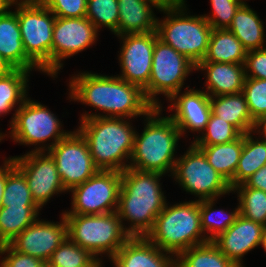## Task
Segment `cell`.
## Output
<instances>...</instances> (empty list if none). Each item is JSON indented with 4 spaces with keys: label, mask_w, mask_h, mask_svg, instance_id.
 Segmentation results:
<instances>
[{
    "label": "cell",
    "mask_w": 266,
    "mask_h": 267,
    "mask_svg": "<svg viewBox=\"0 0 266 267\" xmlns=\"http://www.w3.org/2000/svg\"><path fill=\"white\" fill-rule=\"evenodd\" d=\"M47 152L54 159L62 184L68 192L99 171L86 140L77 130L71 131Z\"/></svg>",
    "instance_id": "cell-13"
},
{
    "label": "cell",
    "mask_w": 266,
    "mask_h": 267,
    "mask_svg": "<svg viewBox=\"0 0 266 267\" xmlns=\"http://www.w3.org/2000/svg\"><path fill=\"white\" fill-rule=\"evenodd\" d=\"M192 142L194 145H215L232 142L238 139L242 133L229 122L210 115L206 128Z\"/></svg>",
    "instance_id": "cell-37"
},
{
    "label": "cell",
    "mask_w": 266,
    "mask_h": 267,
    "mask_svg": "<svg viewBox=\"0 0 266 267\" xmlns=\"http://www.w3.org/2000/svg\"><path fill=\"white\" fill-rule=\"evenodd\" d=\"M196 71V65L173 47L156 39L152 57V68L145 97L154 107H162L159 94L168 100L182 90L186 78Z\"/></svg>",
    "instance_id": "cell-9"
},
{
    "label": "cell",
    "mask_w": 266,
    "mask_h": 267,
    "mask_svg": "<svg viewBox=\"0 0 266 267\" xmlns=\"http://www.w3.org/2000/svg\"><path fill=\"white\" fill-rule=\"evenodd\" d=\"M68 237L96 259L102 255L111 259L131 237L122 225L117 212L95 215L63 214Z\"/></svg>",
    "instance_id": "cell-7"
},
{
    "label": "cell",
    "mask_w": 266,
    "mask_h": 267,
    "mask_svg": "<svg viewBox=\"0 0 266 267\" xmlns=\"http://www.w3.org/2000/svg\"><path fill=\"white\" fill-rule=\"evenodd\" d=\"M216 201L217 199L200 201L201 228L208 241L225 232L240 215L239 205L235 210L227 212L223 209H214Z\"/></svg>",
    "instance_id": "cell-32"
},
{
    "label": "cell",
    "mask_w": 266,
    "mask_h": 267,
    "mask_svg": "<svg viewBox=\"0 0 266 267\" xmlns=\"http://www.w3.org/2000/svg\"><path fill=\"white\" fill-rule=\"evenodd\" d=\"M209 164L228 182L234 178L243 149V134L232 142L215 145H195Z\"/></svg>",
    "instance_id": "cell-28"
},
{
    "label": "cell",
    "mask_w": 266,
    "mask_h": 267,
    "mask_svg": "<svg viewBox=\"0 0 266 267\" xmlns=\"http://www.w3.org/2000/svg\"><path fill=\"white\" fill-rule=\"evenodd\" d=\"M122 172L99 170L84 183L73 187L71 209L63 214L95 215L117 212Z\"/></svg>",
    "instance_id": "cell-12"
},
{
    "label": "cell",
    "mask_w": 266,
    "mask_h": 267,
    "mask_svg": "<svg viewBox=\"0 0 266 267\" xmlns=\"http://www.w3.org/2000/svg\"><path fill=\"white\" fill-rule=\"evenodd\" d=\"M12 0H0V12L11 7Z\"/></svg>",
    "instance_id": "cell-47"
},
{
    "label": "cell",
    "mask_w": 266,
    "mask_h": 267,
    "mask_svg": "<svg viewBox=\"0 0 266 267\" xmlns=\"http://www.w3.org/2000/svg\"><path fill=\"white\" fill-rule=\"evenodd\" d=\"M184 155L178 157L170 176L198 201L218 199L231 193L229 183L209 164L204 153L192 142Z\"/></svg>",
    "instance_id": "cell-10"
},
{
    "label": "cell",
    "mask_w": 266,
    "mask_h": 267,
    "mask_svg": "<svg viewBox=\"0 0 266 267\" xmlns=\"http://www.w3.org/2000/svg\"><path fill=\"white\" fill-rule=\"evenodd\" d=\"M258 131L264 135V137L266 138V121L262 122L259 127H258Z\"/></svg>",
    "instance_id": "cell-49"
},
{
    "label": "cell",
    "mask_w": 266,
    "mask_h": 267,
    "mask_svg": "<svg viewBox=\"0 0 266 267\" xmlns=\"http://www.w3.org/2000/svg\"><path fill=\"white\" fill-rule=\"evenodd\" d=\"M260 245H261V247L264 248V250L266 252V226H264V229H263Z\"/></svg>",
    "instance_id": "cell-48"
},
{
    "label": "cell",
    "mask_w": 266,
    "mask_h": 267,
    "mask_svg": "<svg viewBox=\"0 0 266 267\" xmlns=\"http://www.w3.org/2000/svg\"><path fill=\"white\" fill-rule=\"evenodd\" d=\"M113 267H176V256L146 237H130L110 259Z\"/></svg>",
    "instance_id": "cell-20"
},
{
    "label": "cell",
    "mask_w": 266,
    "mask_h": 267,
    "mask_svg": "<svg viewBox=\"0 0 266 267\" xmlns=\"http://www.w3.org/2000/svg\"><path fill=\"white\" fill-rule=\"evenodd\" d=\"M264 225L239 215L236 221L212 242L238 267H244L242 258L261 242Z\"/></svg>",
    "instance_id": "cell-19"
},
{
    "label": "cell",
    "mask_w": 266,
    "mask_h": 267,
    "mask_svg": "<svg viewBox=\"0 0 266 267\" xmlns=\"http://www.w3.org/2000/svg\"><path fill=\"white\" fill-rule=\"evenodd\" d=\"M210 2L212 15L204 14V18L213 29H227L245 0H210Z\"/></svg>",
    "instance_id": "cell-39"
},
{
    "label": "cell",
    "mask_w": 266,
    "mask_h": 267,
    "mask_svg": "<svg viewBox=\"0 0 266 267\" xmlns=\"http://www.w3.org/2000/svg\"><path fill=\"white\" fill-rule=\"evenodd\" d=\"M263 23L245 1L236 11L227 30L235 35L247 51L257 50L266 47Z\"/></svg>",
    "instance_id": "cell-25"
},
{
    "label": "cell",
    "mask_w": 266,
    "mask_h": 267,
    "mask_svg": "<svg viewBox=\"0 0 266 267\" xmlns=\"http://www.w3.org/2000/svg\"><path fill=\"white\" fill-rule=\"evenodd\" d=\"M88 0H48L44 5L61 18L86 17Z\"/></svg>",
    "instance_id": "cell-40"
},
{
    "label": "cell",
    "mask_w": 266,
    "mask_h": 267,
    "mask_svg": "<svg viewBox=\"0 0 266 267\" xmlns=\"http://www.w3.org/2000/svg\"><path fill=\"white\" fill-rule=\"evenodd\" d=\"M6 136H8V135H6V134L0 132V142H1V141L3 140V138H5Z\"/></svg>",
    "instance_id": "cell-51"
},
{
    "label": "cell",
    "mask_w": 266,
    "mask_h": 267,
    "mask_svg": "<svg viewBox=\"0 0 266 267\" xmlns=\"http://www.w3.org/2000/svg\"><path fill=\"white\" fill-rule=\"evenodd\" d=\"M68 86L70 101L81 102L97 111H103L102 114L85 111L80 120L94 117L134 119L141 115L146 116L154 108L140 87L122 80L117 75L79 72L70 78Z\"/></svg>",
    "instance_id": "cell-1"
},
{
    "label": "cell",
    "mask_w": 266,
    "mask_h": 267,
    "mask_svg": "<svg viewBox=\"0 0 266 267\" xmlns=\"http://www.w3.org/2000/svg\"><path fill=\"white\" fill-rule=\"evenodd\" d=\"M185 3L167 0L159 10L166 16L157 18L156 31L160 40L197 65L207 53L213 28L203 15H188Z\"/></svg>",
    "instance_id": "cell-5"
},
{
    "label": "cell",
    "mask_w": 266,
    "mask_h": 267,
    "mask_svg": "<svg viewBox=\"0 0 266 267\" xmlns=\"http://www.w3.org/2000/svg\"><path fill=\"white\" fill-rule=\"evenodd\" d=\"M146 238L176 257L184 250L208 242L201 228L200 201L165 204Z\"/></svg>",
    "instance_id": "cell-6"
},
{
    "label": "cell",
    "mask_w": 266,
    "mask_h": 267,
    "mask_svg": "<svg viewBox=\"0 0 266 267\" xmlns=\"http://www.w3.org/2000/svg\"><path fill=\"white\" fill-rule=\"evenodd\" d=\"M245 75L255 79H266V47L247 51Z\"/></svg>",
    "instance_id": "cell-42"
},
{
    "label": "cell",
    "mask_w": 266,
    "mask_h": 267,
    "mask_svg": "<svg viewBox=\"0 0 266 267\" xmlns=\"http://www.w3.org/2000/svg\"><path fill=\"white\" fill-rule=\"evenodd\" d=\"M41 209L38 206H9L0 208V246L9 244L24 229L33 224Z\"/></svg>",
    "instance_id": "cell-29"
},
{
    "label": "cell",
    "mask_w": 266,
    "mask_h": 267,
    "mask_svg": "<svg viewBox=\"0 0 266 267\" xmlns=\"http://www.w3.org/2000/svg\"><path fill=\"white\" fill-rule=\"evenodd\" d=\"M102 262L101 260L99 259H96L89 267H103L102 265Z\"/></svg>",
    "instance_id": "cell-50"
},
{
    "label": "cell",
    "mask_w": 266,
    "mask_h": 267,
    "mask_svg": "<svg viewBox=\"0 0 266 267\" xmlns=\"http://www.w3.org/2000/svg\"><path fill=\"white\" fill-rule=\"evenodd\" d=\"M188 88L189 86L183 93L181 91L175 93L169 99L171 105L168 108L174 112L169 117L174 121L182 136L187 130L198 132L200 135L206 128L211 115L210 96L203 90Z\"/></svg>",
    "instance_id": "cell-18"
},
{
    "label": "cell",
    "mask_w": 266,
    "mask_h": 267,
    "mask_svg": "<svg viewBox=\"0 0 266 267\" xmlns=\"http://www.w3.org/2000/svg\"><path fill=\"white\" fill-rule=\"evenodd\" d=\"M15 11L10 7L0 12V55L13 69L26 71H42L27 55L23 47L22 36L17 16V3Z\"/></svg>",
    "instance_id": "cell-21"
},
{
    "label": "cell",
    "mask_w": 266,
    "mask_h": 267,
    "mask_svg": "<svg viewBox=\"0 0 266 267\" xmlns=\"http://www.w3.org/2000/svg\"><path fill=\"white\" fill-rule=\"evenodd\" d=\"M3 161V165L0 166V208L2 207L3 192L8 177V158Z\"/></svg>",
    "instance_id": "cell-44"
},
{
    "label": "cell",
    "mask_w": 266,
    "mask_h": 267,
    "mask_svg": "<svg viewBox=\"0 0 266 267\" xmlns=\"http://www.w3.org/2000/svg\"><path fill=\"white\" fill-rule=\"evenodd\" d=\"M246 187L253 189H260L266 192V165L256 171L244 183Z\"/></svg>",
    "instance_id": "cell-43"
},
{
    "label": "cell",
    "mask_w": 266,
    "mask_h": 267,
    "mask_svg": "<svg viewBox=\"0 0 266 267\" xmlns=\"http://www.w3.org/2000/svg\"><path fill=\"white\" fill-rule=\"evenodd\" d=\"M211 113L229 122L242 134L258 130L242 92L210 97Z\"/></svg>",
    "instance_id": "cell-24"
},
{
    "label": "cell",
    "mask_w": 266,
    "mask_h": 267,
    "mask_svg": "<svg viewBox=\"0 0 266 267\" xmlns=\"http://www.w3.org/2000/svg\"><path fill=\"white\" fill-rule=\"evenodd\" d=\"M17 16L26 55L51 76V49L56 16L45 6L17 3Z\"/></svg>",
    "instance_id": "cell-11"
},
{
    "label": "cell",
    "mask_w": 266,
    "mask_h": 267,
    "mask_svg": "<svg viewBox=\"0 0 266 267\" xmlns=\"http://www.w3.org/2000/svg\"><path fill=\"white\" fill-rule=\"evenodd\" d=\"M30 71L13 69L0 77V116L19 108L27 98Z\"/></svg>",
    "instance_id": "cell-30"
},
{
    "label": "cell",
    "mask_w": 266,
    "mask_h": 267,
    "mask_svg": "<svg viewBox=\"0 0 266 267\" xmlns=\"http://www.w3.org/2000/svg\"><path fill=\"white\" fill-rule=\"evenodd\" d=\"M9 126L10 138L14 142L21 145H36L38 147L35 146L31 151L39 152L48 151L71 132L61 129L62 123L59 118L47 109V106L31 100L30 97L16 108ZM50 139L52 142L45 144Z\"/></svg>",
    "instance_id": "cell-8"
},
{
    "label": "cell",
    "mask_w": 266,
    "mask_h": 267,
    "mask_svg": "<svg viewBox=\"0 0 266 267\" xmlns=\"http://www.w3.org/2000/svg\"><path fill=\"white\" fill-rule=\"evenodd\" d=\"M122 43L118 55L122 80L144 90L149 83L157 31L117 36Z\"/></svg>",
    "instance_id": "cell-16"
},
{
    "label": "cell",
    "mask_w": 266,
    "mask_h": 267,
    "mask_svg": "<svg viewBox=\"0 0 266 267\" xmlns=\"http://www.w3.org/2000/svg\"><path fill=\"white\" fill-rule=\"evenodd\" d=\"M117 1L119 10L117 36H123L156 31L157 18L153 8L160 10L167 0Z\"/></svg>",
    "instance_id": "cell-22"
},
{
    "label": "cell",
    "mask_w": 266,
    "mask_h": 267,
    "mask_svg": "<svg viewBox=\"0 0 266 267\" xmlns=\"http://www.w3.org/2000/svg\"><path fill=\"white\" fill-rule=\"evenodd\" d=\"M6 253V254H5ZM1 267H44L41 259L16 251L10 244L0 246Z\"/></svg>",
    "instance_id": "cell-41"
},
{
    "label": "cell",
    "mask_w": 266,
    "mask_h": 267,
    "mask_svg": "<svg viewBox=\"0 0 266 267\" xmlns=\"http://www.w3.org/2000/svg\"><path fill=\"white\" fill-rule=\"evenodd\" d=\"M94 257L88 250L81 248L69 237L53 252L46 263L48 267H89Z\"/></svg>",
    "instance_id": "cell-35"
},
{
    "label": "cell",
    "mask_w": 266,
    "mask_h": 267,
    "mask_svg": "<svg viewBox=\"0 0 266 267\" xmlns=\"http://www.w3.org/2000/svg\"><path fill=\"white\" fill-rule=\"evenodd\" d=\"M48 0H12V3L44 5Z\"/></svg>",
    "instance_id": "cell-46"
},
{
    "label": "cell",
    "mask_w": 266,
    "mask_h": 267,
    "mask_svg": "<svg viewBox=\"0 0 266 267\" xmlns=\"http://www.w3.org/2000/svg\"><path fill=\"white\" fill-rule=\"evenodd\" d=\"M86 17L98 31L106 27L117 36L119 20L117 0H88Z\"/></svg>",
    "instance_id": "cell-36"
},
{
    "label": "cell",
    "mask_w": 266,
    "mask_h": 267,
    "mask_svg": "<svg viewBox=\"0 0 266 267\" xmlns=\"http://www.w3.org/2000/svg\"><path fill=\"white\" fill-rule=\"evenodd\" d=\"M162 107H154L144 118V131H136L129 168L143 172L172 174L175 150L182 134L169 116H161Z\"/></svg>",
    "instance_id": "cell-3"
},
{
    "label": "cell",
    "mask_w": 266,
    "mask_h": 267,
    "mask_svg": "<svg viewBox=\"0 0 266 267\" xmlns=\"http://www.w3.org/2000/svg\"><path fill=\"white\" fill-rule=\"evenodd\" d=\"M128 120L129 118L115 117L80 120V126L76 130L86 140L99 170L123 172L128 168L127 161L130 160L136 134Z\"/></svg>",
    "instance_id": "cell-4"
},
{
    "label": "cell",
    "mask_w": 266,
    "mask_h": 267,
    "mask_svg": "<svg viewBox=\"0 0 266 267\" xmlns=\"http://www.w3.org/2000/svg\"><path fill=\"white\" fill-rule=\"evenodd\" d=\"M242 93L253 120L260 125L266 121V79L246 77Z\"/></svg>",
    "instance_id": "cell-38"
},
{
    "label": "cell",
    "mask_w": 266,
    "mask_h": 267,
    "mask_svg": "<svg viewBox=\"0 0 266 267\" xmlns=\"http://www.w3.org/2000/svg\"><path fill=\"white\" fill-rule=\"evenodd\" d=\"M15 166L24 174L33 201L42 209L55 194L65 193L54 159L46 151H29L12 157Z\"/></svg>",
    "instance_id": "cell-15"
},
{
    "label": "cell",
    "mask_w": 266,
    "mask_h": 267,
    "mask_svg": "<svg viewBox=\"0 0 266 267\" xmlns=\"http://www.w3.org/2000/svg\"><path fill=\"white\" fill-rule=\"evenodd\" d=\"M97 28L87 17L55 18L51 49V77L63 68V59L70 58L96 43Z\"/></svg>",
    "instance_id": "cell-14"
},
{
    "label": "cell",
    "mask_w": 266,
    "mask_h": 267,
    "mask_svg": "<svg viewBox=\"0 0 266 267\" xmlns=\"http://www.w3.org/2000/svg\"><path fill=\"white\" fill-rule=\"evenodd\" d=\"M247 50L235 35L227 29H213L207 53L200 62L244 64Z\"/></svg>",
    "instance_id": "cell-27"
},
{
    "label": "cell",
    "mask_w": 266,
    "mask_h": 267,
    "mask_svg": "<svg viewBox=\"0 0 266 267\" xmlns=\"http://www.w3.org/2000/svg\"><path fill=\"white\" fill-rule=\"evenodd\" d=\"M176 267H238L212 241L182 251L176 257Z\"/></svg>",
    "instance_id": "cell-31"
},
{
    "label": "cell",
    "mask_w": 266,
    "mask_h": 267,
    "mask_svg": "<svg viewBox=\"0 0 266 267\" xmlns=\"http://www.w3.org/2000/svg\"><path fill=\"white\" fill-rule=\"evenodd\" d=\"M13 68L9 63L0 55V77L8 74Z\"/></svg>",
    "instance_id": "cell-45"
},
{
    "label": "cell",
    "mask_w": 266,
    "mask_h": 267,
    "mask_svg": "<svg viewBox=\"0 0 266 267\" xmlns=\"http://www.w3.org/2000/svg\"><path fill=\"white\" fill-rule=\"evenodd\" d=\"M196 70L205 71L206 89L210 97L240 93L246 78L244 64L199 62Z\"/></svg>",
    "instance_id": "cell-23"
},
{
    "label": "cell",
    "mask_w": 266,
    "mask_h": 267,
    "mask_svg": "<svg viewBox=\"0 0 266 267\" xmlns=\"http://www.w3.org/2000/svg\"><path fill=\"white\" fill-rule=\"evenodd\" d=\"M231 192L237 193L240 215L266 226V192L239 184Z\"/></svg>",
    "instance_id": "cell-34"
},
{
    "label": "cell",
    "mask_w": 266,
    "mask_h": 267,
    "mask_svg": "<svg viewBox=\"0 0 266 267\" xmlns=\"http://www.w3.org/2000/svg\"><path fill=\"white\" fill-rule=\"evenodd\" d=\"M9 206H37L24 174L15 166L12 157L8 158V177L2 200V207Z\"/></svg>",
    "instance_id": "cell-33"
},
{
    "label": "cell",
    "mask_w": 266,
    "mask_h": 267,
    "mask_svg": "<svg viewBox=\"0 0 266 267\" xmlns=\"http://www.w3.org/2000/svg\"><path fill=\"white\" fill-rule=\"evenodd\" d=\"M59 222L44 221L38 218L9 244L16 251L39 258L47 263L53 252L68 237L67 222L63 213Z\"/></svg>",
    "instance_id": "cell-17"
},
{
    "label": "cell",
    "mask_w": 266,
    "mask_h": 267,
    "mask_svg": "<svg viewBox=\"0 0 266 267\" xmlns=\"http://www.w3.org/2000/svg\"><path fill=\"white\" fill-rule=\"evenodd\" d=\"M255 133L259 134V138L253 136ZM264 165H266V138L264 135L258 130L243 134V149L234 178L229 183L230 188L243 184Z\"/></svg>",
    "instance_id": "cell-26"
},
{
    "label": "cell",
    "mask_w": 266,
    "mask_h": 267,
    "mask_svg": "<svg viewBox=\"0 0 266 267\" xmlns=\"http://www.w3.org/2000/svg\"><path fill=\"white\" fill-rule=\"evenodd\" d=\"M162 176L161 173L129 167L122 172L117 213L131 237H146L156 217L164 209L167 199L159 183ZM124 220L129 221L130 226H125Z\"/></svg>",
    "instance_id": "cell-2"
}]
</instances>
